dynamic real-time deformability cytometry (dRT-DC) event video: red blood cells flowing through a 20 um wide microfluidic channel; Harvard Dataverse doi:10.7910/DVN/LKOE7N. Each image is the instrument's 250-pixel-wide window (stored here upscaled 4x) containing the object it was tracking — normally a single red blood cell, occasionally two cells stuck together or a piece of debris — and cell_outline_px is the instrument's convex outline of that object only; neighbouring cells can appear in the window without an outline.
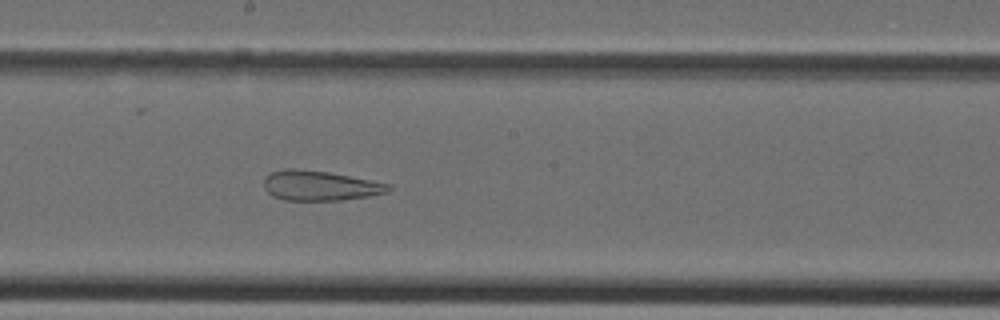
{"species": "Egyptian fruit bat (a non-hibernating species)", "species_latin": "Rousettus aegyptiacus", "temperature_condition": "cold", "stored_images_in_passage": 29, "camera_frame_rate_fps": 3000, "um_per_image_px": 0.085, "animal": {"sex": "female"}, "frame": {"image": 1, "passage_image": 11, "time_ms": 3.333, "image_size_px": [1000, 320], "cell_outline_px": [[392, 188], [388, 192], [368, 196], [340, 200], [284, 200], [272, 196], [264, 188], [264, 176], [272, 172], [284, 168], [296, 168], [328, 172], [392, 184]], "centroid_in_image_um": [27.18, 15.77], "position_along_channel_um": 221.0, "area_um2": 21.79}}
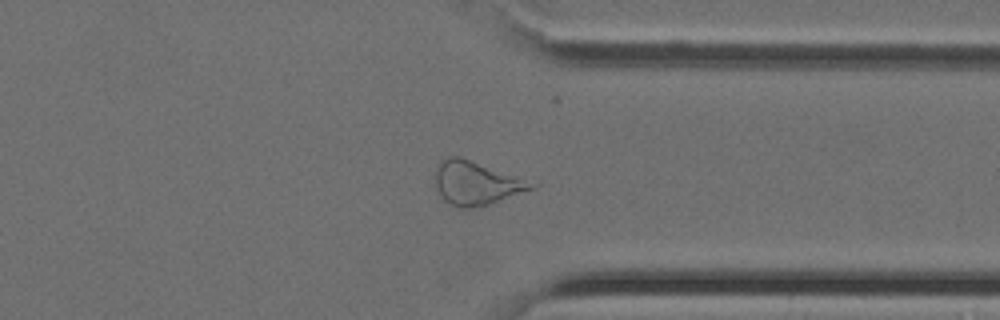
{"frame": {"image": 2, "passage_image": 20, "time_ms": 6.333, "image_size_px": [1000, 320], "cell_outline_px": [[540, 184], [532, 188], [488, 204], [472, 208], [460, 208], [444, 200], [436, 188], [436, 172], [440, 164], [448, 156], [460, 156], [540, 180]], "centroid_in_image_um": [40.62, 15.52], "position_along_channel_um": 370.8, "area_um2": 24.97}}
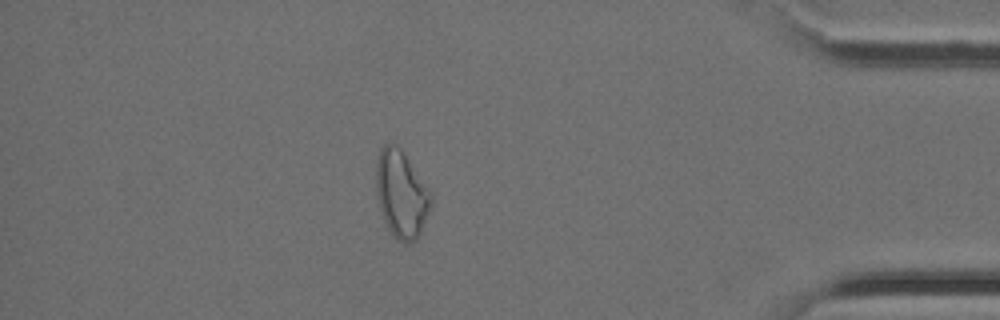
{"frame": {"image": 3, "passage_image": 24, "time_ms": 7.667, "image_size_px": [1000, 320], "cell_outline_px": [[432, 204], [420, 232], [416, 240], [408, 244], [404, 244], [388, 228], [384, 220], [376, 196], [376, 160], [380, 148], [384, 144], [396, 144], [400, 148], [432, 192]], "centroid_in_image_um": [34.11, 16.48], "position_along_channel_um": 401.1, "area_um2": 27.86}}